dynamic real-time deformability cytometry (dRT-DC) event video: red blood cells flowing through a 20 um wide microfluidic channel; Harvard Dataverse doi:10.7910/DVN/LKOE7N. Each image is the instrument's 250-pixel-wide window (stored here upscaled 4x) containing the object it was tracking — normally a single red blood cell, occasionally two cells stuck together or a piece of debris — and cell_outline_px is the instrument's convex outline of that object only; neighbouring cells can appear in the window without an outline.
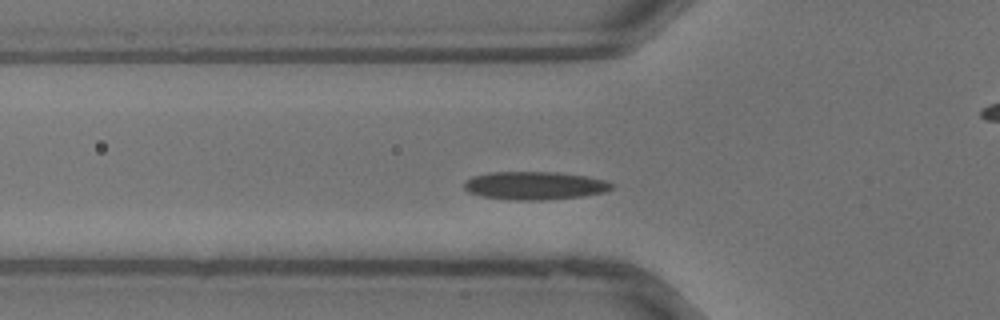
{"species": "common noctule bat (a hibernating species)", "species_latin": "Nyctalus noctula", "temperature_condition": "warm", "stored_images_in_passage": 34, "camera_frame_rate_fps": 3000, "um_per_image_px": 0.085, "animal": {"sex": "male", "body_mass_g": 13.3}, "frame": {"image": 1, "passage_image": 9, "time_ms": 2.667, "image_size_px": [1000, 320], "cell_outline_px": [[616, 188], [604, 192], [584, 196], [544, 200], [512, 200], [484, 196], [468, 192], [464, 188], [464, 180], [472, 176], [488, 172], [556, 172], [584, 176], [604, 180], [616, 184]], "centroid_in_image_um": [45.47, 15.77], "position_along_channel_um": 80.3, "area_um2": 24.33}}
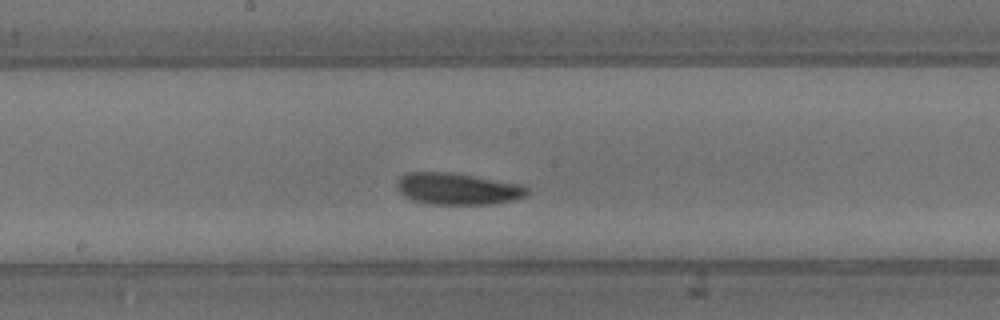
{"frame": {"image": 2, "passage_image": 16, "time_ms": 5.0, "image_size_px": [1000, 320], "cell_outline_px": [[528, 192], [524, 196], [512, 200], [492, 204], [432, 204], [412, 200], [400, 192], [396, 188], [396, 184], [400, 176], [408, 172], [452, 172], [520, 184], [528, 188]], "centroid_in_image_um": [38.86, 16.04], "position_along_channel_um": 209.3, "area_um2": 23.93}}
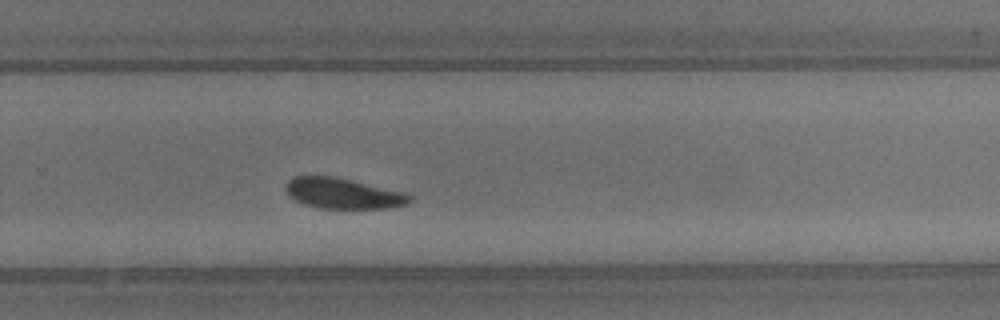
{"frame": {"image": 3, "passage_image": 21, "time_ms": 6.667, "image_size_px": [1000, 320], "cell_outline_px": [[412, 200], [408, 204], [388, 208], [320, 208], [304, 204], [288, 196], [284, 188], [284, 184], [292, 176], [332, 176], [404, 192], [412, 196]], "centroid_in_image_um": [29.12, 16.44], "position_along_channel_um": 300.7, "area_um2": 22.08}}